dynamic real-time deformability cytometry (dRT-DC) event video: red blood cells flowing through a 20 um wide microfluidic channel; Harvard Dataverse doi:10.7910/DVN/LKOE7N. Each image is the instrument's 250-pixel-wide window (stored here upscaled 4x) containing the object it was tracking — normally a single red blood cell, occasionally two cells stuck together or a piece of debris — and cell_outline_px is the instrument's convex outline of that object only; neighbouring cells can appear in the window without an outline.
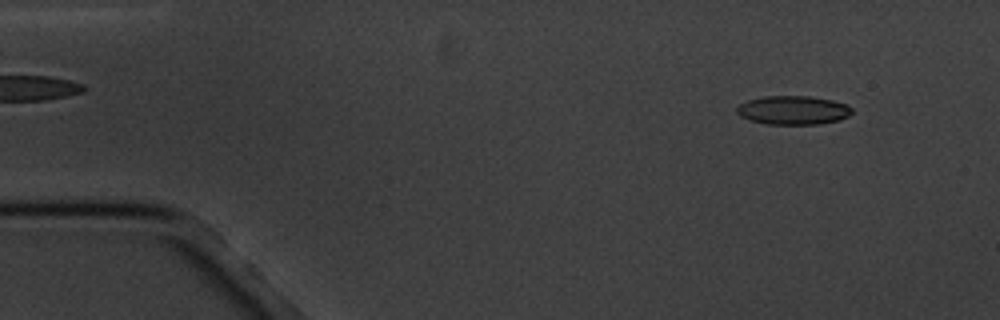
{"species": "common noctule bat (a hibernating species)", "species_latin": "Nyctalus noctula", "temperature_condition": "cold", "stored_images_in_passage": 4, "camera_frame_rate_fps": 3000, "um_per_image_px": 0.085, "animal": {"sex": "male", "body_mass_g": 20.1, "forearm_length_mm": 53.5}, "frame": {"image": 1, "passage_image": 1, "time_ms": 0.0, "image_size_px": [1000, 320], "cell_outline_px": [[852, 112], [848, 116], [840, 120], [820, 124], [768, 124], [748, 120], [740, 116], [736, 112], [736, 108], [740, 104], [748, 100], [764, 96], [808, 96], [832, 100], [848, 104], [852, 108]], "centroid_in_image_um": [67.42, 9.37], "position_along_channel_um": 17.6, "area_um2": 19.42}}
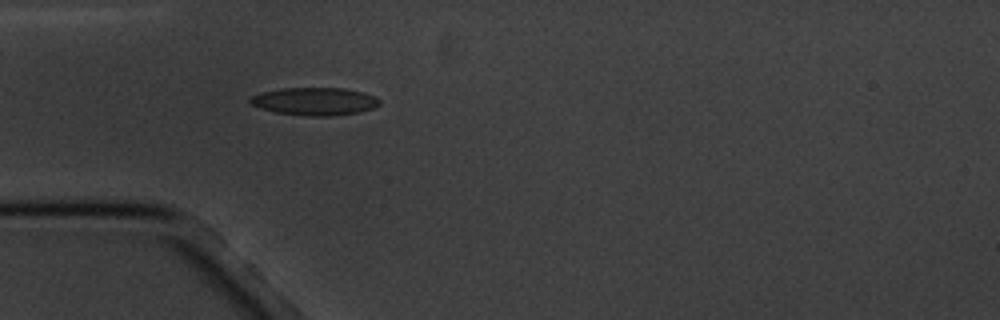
{"frame": {"image": 2, "passage_image": 4, "time_ms": 3.667, "image_size_px": [1000, 320], "cell_outline_px": [[380, 104], [376, 108], [360, 112], [332, 116], [308, 116], [276, 112], [260, 108], [252, 104], [248, 100], [252, 96], [260, 92], [280, 88], [344, 88], [360, 92], [372, 96], [380, 100]], "centroid_in_image_um": [26.74, 8.62], "position_along_channel_um": 58.3, "area_um2": 20.92}}